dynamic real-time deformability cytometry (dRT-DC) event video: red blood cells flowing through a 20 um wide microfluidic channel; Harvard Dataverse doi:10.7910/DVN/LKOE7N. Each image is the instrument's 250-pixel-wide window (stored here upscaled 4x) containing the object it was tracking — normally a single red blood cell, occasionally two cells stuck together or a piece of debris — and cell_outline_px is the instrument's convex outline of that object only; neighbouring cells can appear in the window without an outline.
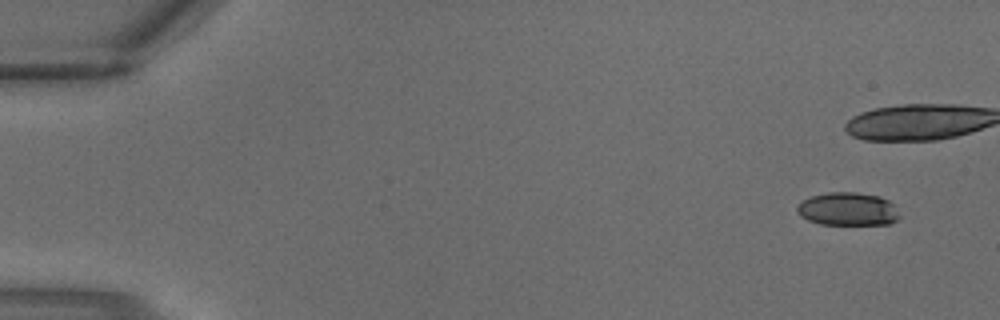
{"species": "common noctule bat (a hibernating species)", "species_latin": "Nyctalus noctula", "temperature_condition": "warm", "stored_images_in_passage": 4, "camera_frame_rate_fps": 3000, "um_per_image_px": 0.085, "animal": {"sex": "male", "body_mass_g": 18.8}, "frame": {"image": 1, "passage_image": 1, "time_ms": 0.0, "image_size_px": [1000, 320], "cell_outline_px": [[900, 216], [896, 220], [888, 224], [820, 224], [808, 220], [800, 216], [796, 212], [796, 208], [804, 200], [812, 196], [828, 192], [856, 192], [880, 196], [888, 200], [892, 204]], "centroid_in_image_um": [72.05, 17.77], "position_along_channel_um": 12.9, "area_um2": 19.65}}
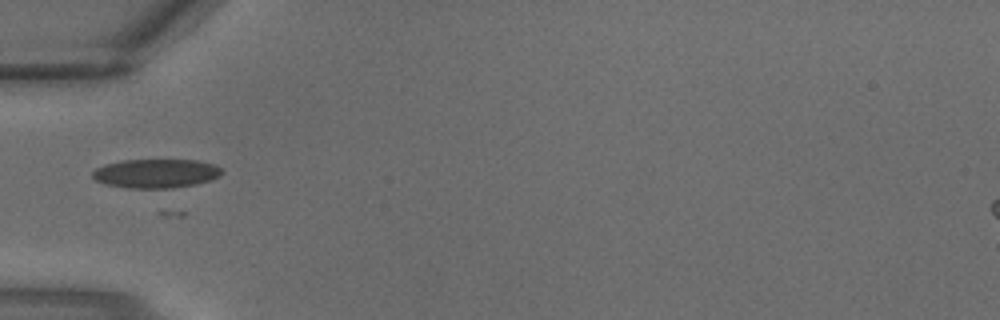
{"frame": {"image": 2, "passage_image": 4, "time_ms": 1.0, "image_size_px": [1000, 320], "cell_outline_px": [[224, 172], [220, 176], [212, 180], [196, 184], [172, 188], [128, 188], [108, 184], [96, 180], [92, 176], [92, 172], [96, 168], [104, 164], [124, 160], [196, 160], [216, 164]], "centroid_in_image_um": [13.3, 14.74], "position_along_channel_um": 71.7, "area_um2": 21.91}}